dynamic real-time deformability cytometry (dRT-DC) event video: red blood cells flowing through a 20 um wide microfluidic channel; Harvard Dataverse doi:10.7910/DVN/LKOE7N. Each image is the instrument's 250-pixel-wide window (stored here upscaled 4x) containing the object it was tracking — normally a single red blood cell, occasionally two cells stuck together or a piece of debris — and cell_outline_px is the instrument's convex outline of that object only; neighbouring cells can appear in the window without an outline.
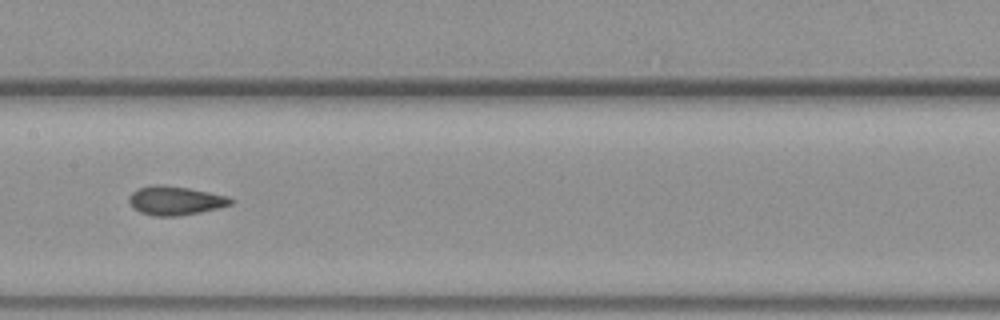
{"species": "common noctule bat (a hibernating species)", "species_latin": "Nyctalus noctula", "temperature_condition": "warm", "stored_images_in_passage": 39, "camera_frame_rate_fps": 3000, "um_per_image_px": 0.085, "animal": {"sex": "female", "body_mass_g": 19.3, "forearm_length_mm": 54.1}, "frame": {"image": 1, "passage_image": 12, "time_ms": 3.667, "image_size_px": [1000, 320], "cell_outline_px": [[232, 204], [220, 208], [180, 216], [152, 216], [140, 212], [132, 208], [128, 200], [128, 196], [132, 192], [140, 188], [152, 184], [160, 184], [188, 188], [228, 196], [232, 200]], "centroid_in_image_um": [14.87, 17.06], "position_along_channel_um": 192.5, "area_um2": 17.22}}